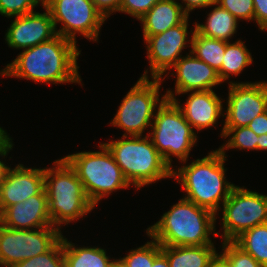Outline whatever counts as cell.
Returning a JSON list of instances; mask_svg holds the SVG:
<instances>
[{
	"instance_id": "6da1fadb",
	"label": "cell",
	"mask_w": 267,
	"mask_h": 267,
	"mask_svg": "<svg viewBox=\"0 0 267 267\" xmlns=\"http://www.w3.org/2000/svg\"><path fill=\"white\" fill-rule=\"evenodd\" d=\"M77 43L56 35L51 40L22 50L0 70L1 77H15L46 84H82Z\"/></svg>"
},
{
	"instance_id": "7a4b0ae2",
	"label": "cell",
	"mask_w": 267,
	"mask_h": 267,
	"mask_svg": "<svg viewBox=\"0 0 267 267\" xmlns=\"http://www.w3.org/2000/svg\"><path fill=\"white\" fill-rule=\"evenodd\" d=\"M226 157L215 149L201 159L192 160L190 163L182 162V166L178 168L175 166L172 178L181 184V190L186 192L183 198L217 215L236 186L226 178L227 168L224 164L228 155Z\"/></svg>"
},
{
	"instance_id": "3957f363",
	"label": "cell",
	"mask_w": 267,
	"mask_h": 267,
	"mask_svg": "<svg viewBox=\"0 0 267 267\" xmlns=\"http://www.w3.org/2000/svg\"><path fill=\"white\" fill-rule=\"evenodd\" d=\"M216 220L213 212L182 197L146 233L161 246L214 245L211 236L221 235Z\"/></svg>"
},
{
	"instance_id": "277c9868",
	"label": "cell",
	"mask_w": 267,
	"mask_h": 267,
	"mask_svg": "<svg viewBox=\"0 0 267 267\" xmlns=\"http://www.w3.org/2000/svg\"><path fill=\"white\" fill-rule=\"evenodd\" d=\"M44 188L52 225L62 229L88 216L95 206L88 199L75 170L62 157L44 167Z\"/></svg>"
},
{
	"instance_id": "5b68a950",
	"label": "cell",
	"mask_w": 267,
	"mask_h": 267,
	"mask_svg": "<svg viewBox=\"0 0 267 267\" xmlns=\"http://www.w3.org/2000/svg\"><path fill=\"white\" fill-rule=\"evenodd\" d=\"M136 191L162 179L172 178V170L164 162L148 134L123 136L103 143Z\"/></svg>"
},
{
	"instance_id": "8992f818",
	"label": "cell",
	"mask_w": 267,
	"mask_h": 267,
	"mask_svg": "<svg viewBox=\"0 0 267 267\" xmlns=\"http://www.w3.org/2000/svg\"><path fill=\"white\" fill-rule=\"evenodd\" d=\"M98 147L99 151H81L63 156L75 170L95 207L102 198L131 186L103 142H99Z\"/></svg>"
},
{
	"instance_id": "52a82bcc",
	"label": "cell",
	"mask_w": 267,
	"mask_h": 267,
	"mask_svg": "<svg viewBox=\"0 0 267 267\" xmlns=\"http://www.w3.org/2000/svg\"><path fill=\"white\" fill-rule=\"evenodd\" d=\"M148 136L171 170L173 157L179 163L188 161L199 138L176 103L167 98L158 107Z\"/></svg>"
},
{
	"instance_id": "ba28073f",
	"label": "cell",
	"mask_w": 267,
	"mask_h": 267,
	"mask_svg": "<svg viewBox=\"0 0 267 267\" xmlns=\"http://www.w3.org/2000/svg\"><path fill=\"white\" fill-rule=\"evenodd\" d=\"M150 79L140 77L137 80L110 121L111 126L125 132L123 136H144L145 130L151 128L158 107L167 98L166 94H160L162 79Z\"/></svg>"
},
{
	"instance_id": "9c48e42d",
	"label": "cell",
	"mask_w": 267,
	"mask_h": 267,
	"mask_svg": "<svg viewBox=\"0 0 267 267\" xmlns=\"http://www.w3.org/2000/svg\"><path fill=\"white\" fill-rule=\"evenodd\" d=\"M222 212V242L234 241L244 231L267 223V194L235 186L223 203L216 219Z\"/></svg>"
},
{
	"instance_id": "30bf717a",
	"label": "cell",
	"mask_w": 267,
	"mask_h": 267,
	"mask_svg": "<svg viewBox=\"0 0 267 267\" xmlns=\"http://www.w3.org/2000/svg\"><path fill=\"white\" fill-rule=\"evenodd\" d=\"M44 6L50 11L58 35L77 43L79 34L98 43L106 19L92 0H44ZM58 23L61 24L59 29Z\"/></svg>"
},
{
	"instance_id": "8fae6325",
	"label": "cell",
	"mask_w": 267,
	"mask_h": 267,
	"mask_svg": "<svg viewBox=\"0 0 267 267\" xmlns=\"http://www.w3.org/2000/svg\"><path fill=\"white\" fill-rule=\"evenodd\" d=\"M57 227L12 229L0 224V267H13L23 260L44 254L61 238Z\"/></svg>"
},
{
	"instance_id": "7c38bea8",
	"label": "cell",
	"mask_w": 267,
	"mask_h": 267,
	"mask_svg": "<svg viewBox=\"0 0 267 267\" xmlns=\"http://www.w3.org/2000/svg\"><path fill=\"white\" fill-rule=\"evenodd\" d=\"M188 22L189 16L182 23L165 32L143 37L149 69H145L141 77L162 79L167 71L169 72L173 65L184 56L182 53L185 48L191 47V38L195 31L193 28L192 30L188 28L190 26Z\"/></svg>"
},
{
	"instance_id": "4fadbf2b",
	"label": "cell",
	"mask_w": 267,
	"mask_h": 267,
	"mask_svg": "<svg viewBox=\"0 0 267 267\" xmlns=\"http://www.w3.org/2000/svg\"><path fill=\"white\" fill-rule=\"evenodd\" d=\"M223 127H245L267 111V81L228 82Z\"/></svg>"
},
{
	"instance_id": "5bb4252c",
	"label": "cell",
	"mask_w": 267,
	"mask_h": 267,
	"mask_svg": "<svg viewBox=\"0 0 267 267\" xmlns=\"http://www.w3.org/2000/svg\"><path fill=\"white\" fill-rule=\"evenodd\" d=\"M186 55V56H185ZM182 56L162 78V81L169 75L175 77L174 91L170 88L165 91L167 99L176 98L182 93L191 91L213 90L222 84L217 70L210 67L204 61L196 58L191 52Z\"/></svg>"
},
{
	"instance_id": "9a60e30c",
	"label": "cell",
	"mask_w": 267,
	"mask_h": 267,
	"mask_svg": "<svg viewBox=\"0 0 267 267\" xmlns=\"http://www.w3.org/2000/svg\"><path fill=\"white\" fill-rule=\"evenodd\" d=\"M37 11L14 17L5 33V42L12 49H29L57 35L50 11Z\"/></svg>"
},
{
	"instance_id": "2e32d148",
	"label": "cell",
	"mask_w": 267,
	"mask_h": 267,
	"mask_svg": "<svg viewBox=\"0 0 267 267\" xmlns=\"http://www.w3.org/2000/svg\"><path fill=\"white\" fill-rule=\"evenodd\" d=\"M183 94H188L183 104L180 103L182 100L179 98L171 100L176 103L197 134L201 130L216 127L218 119L224 118L225 99L219 97L214 90L191 91Z\"/></svg>"
},
{
	"instance_id": "e0dca14e",
	"label": "cell",
	"mask_w": 267,
	"mask_h": 267,
	"mask_svg": "<svg viewBox=\"0 0 267 267\" xmlns=\"http://www.w3.org/2000/svg\"><path fill=\"white\" fill-rule=\"evenodd\" d=\"M14 166L9 168L0 186V213L44 189V168L26 167L22 163Z\"/></svg>"
},
{
	"instance_id": "ac0fdd59",
	"label": "cell",
	"mask_w": 267,
	"mask_h": 267,
	"mask_svg": "<svg viewBox=\"0 0 267 267\" xmlns=\"http://www.w3.org/2000/svg\"><path fill=\"white\" fill-rule=\"evenodd\" d=\"M0 224L12 229H37L55 227L48 213L45 188L24 202L5 208L0 213Z\"/></svg>"
},
{
	"instance_id": "d6986e66",
	"label": "cell",
	"mask_w": 267,
	"mask_h": 267,
	"mask_svg": "<svg viewBox=\"0 0 267 267\" xmlns=\"http://www.w3.org/2000/svg\"><path fill=\"white\" fill-rule=\"evenodd\" d=\"M178 0H159L141 19L143 37H150L182 23L188 15Z\"/></svg>"
},
{
	"instance_id": "ffe728a7",
	"label": "cell",
	"mask_w": 267,
	"mask_h": 267,
	"mask_svg": "<svg viewBox=\"0 0 267 267\" xmlns=\"http://www.w3.org/2000/svg\"><path fill=\"white\" fill-rule=\"evenodd\" d=\"M209 8L212 10L207 13L205 23L200 24L197 21L192 27L203 36L230 42V39L237 33L239 21L216 2L212 3Z\"/></svg>"
},
{
	"instance_id": "44dd1931",
	"label": "cell",
	"mask_w": 267,
	"mask_h": 267,
	"mask_svg": "<svg viewBox=\"0 0 267 267\" xmlns=\"http://www.w3.org/2000/svg\"><path fill=\"white\" fill-rule=\"evenodd\" d=\"M63 255L65 267H111L113 257L108 256L106 249L99 246L78 247L63 235Z\"/></svg>"
},
{
	"instance_id": "7402d4cb",
	"label": "cell",
	"mask_w": 267,
	"mask_h": 267,
	"mask_svg": "<svg viewBox=\"0 0 267 267\" xmlns=\"http://www.w3.org/2000/svg\"><path fill=\"white\" fill-rule=\"evenodd\" d=\"M170 267H209L211 259L218 252L215 245L161 246Z\"/></svg>"
},
{
	"instance_id": "603a6c76",
	"label": "cell",
	"mask_w": 267,
	"mask_h": 267,
	"mask_svg": "<svg viewBox=\"0 0 267 267\" xmlns=\"http://www.w3.org/2000/svg\"><path fill=\"white\" fill-rule=\"evenodd\" d=\"M251 52L240 38L235 42L225 41V52L221 68L217 71L222 83L230 81L231 76H240L245 68L253 64Z\"/></svg>"
},
{
	"instance_id": "cb8c5ba5",
	"label": "cell",
	"mask_w": 267,
	"mask_h": 267,
	"mask_svg": "<svg viewBox=\"0 0 267 267\" xmlns=\"http://www.w3.org/2000/svg\"><path fill=\"white\" fill-rule=\"evenodd\" d=\"M190 52L215 70H219L225 52V41L203 36L196 31L191 38Z\"/></svg>"
},
{
	"instance_id": "d4e9b609",
	"label": "cell",
	"mask_w": 267,
	"mask_h": 267,
	"mask_svg": "<svg viewBox=\"0 0 267 267\" xmlns=\"http://www.w3.org/2000/svg\"><path fill=\"white\" fill-rule=\"evenodd\" d=\"M234 242L261 266L267 267V223L244 231Z\"/></svg>"
},
{
	"instance_id": "484cf974",
	"label": "cell",
	"mask_w": 267,
	"mask_h": 267,
	"mask_svg": "<svg viewBox=\"0 0 267 267\" xmlns=\"http://www.w3.org/2000/svg\"><path fill=\"white\" fill-rule=\"evenodd\" d=\"M220 137L228 138L218 150L226 157V151L229 149L255 150L257 151V142L259 135L255 134L248 126L245 127H222Z\"/></svg>"
},
{
	"instance_id": "4316f807",
	"label": "cell",
	"mask_w": 267,
	"mask_h": 267,
	"mask_svg": "<svg viewBox=\"0 0 267 267\" xmlns=\"http://www.w3.org/2000/svg\"><path fill=\"white\" fill-rule=\"evenodd\" d=\"M146 235L150 241L147 240L144 245L131 249L124 257H120L127 267H152L154 259L161 253V245L147 233Z\"/></svg>"
},
{
	"instance_id": "83f0119b",
	"label": "cell",
	"mask_w": 267,
	"mask_h": 267,
	"mask_svg": "<svg viewBox=\"0 0 267 267\" xmlns=\"http://www.w3.org/2000/svg\"><path fill=\"white\" fill-rule=\"evenodd\" d=\"M13 267H65L62 238L47 252L23 260Z\"/></svg>"
},
{
	"instance_id": "f1b7e54d",
	"label": "cell",
	"mask_w": 267,
	"mask_h": 267,
	"mask_svg": "<svg viewBox=\"0 0 267 267\" xmlns=\"http://www.w3.org/2000/svg\"><path fill=\"white\" fill-rule=\"evenodd\" d=\"M221 248L220 253L228 260L231 267H263L234 241L222 242Z\"/></svg>"
},
{
	"instance_id": "f546056e",
	"label": "cell",
	"mask_w": 267,
	"mask_h": 267,
	"mask_svg": "<svg viewBox=\"0 0 267 267\" xmlns=\"http://www.w3.org/2000/svg\"><path fill=\"white\" fill-rule=\"evenodd\" d=\"M41 4L44 6V0H0V15L13 18L34 12V9Z\"/></svg>"
},
{
	"instance_id": "4dcf8cb0",
	"label": "cell",
	"mask_w": 267,
	"mask_h": 267,
	"mask_svg": "<svg viewBox=\"0 0 267 267\" xmlns=\"http://www.w3.org/2000/svg\"><path fill=\"white\" fill-rule=\"evenodd\" d=\"M225 10H228L239 22L254 21L253 0H216Z\"/></svg>"
},
{
	"instance_id": "1f68e13d",
	"label": "cell",
	"mask_w": 267,
	"mask_h": 267,
	"mask_svg": "<svg viewBox=\"0 0 267 267\" xmlns=\"http://www.w3.org/2000/svg\"><path fill=\"white\" fill-rule=\"evenodd\" d=\"M159 0H122L119 12L141 19Z\"/></svg>"
},
{
	"instance_id": "d6a6232c",
	"label": "cell",
	"mask_w": 267,
	"mask_h": 267,
	"mask_svg": "<svg viewBox=\"0 0 267 267\" xmlns=\"http://www.w3.org/2000/svg\"><path fill=\"white\" fill-rule=\"evenodd\" d=\"M13 138L11 136H7L4 139L0 140V158H2V160L0 159V186L3 184L6 174L9 170V168L11 166L5 164L6 160L5 158H7V155L9 154V152L12 151V149L14 148V143H13ZM3 158L5 160V162L3 161Z\"/></svg>"
},
{
	"instance_id": "836d02e7",
	"label": "cell",
	"mask_w": 267,
	"mask_h": 267,
	"mask_svg": "<svg viewBox=\"0 0 267 267\" xmlns=\"http://www.w3.org/2000/svg\"><path fill=\"white\" fill-rule=\"evenodd\" d=\"M254 22L259 30L267 31V0H253Z\"/></svg>"
},
{
	"instance_id": "e575fe53",
	"label": "cell",
	"mask_w": 267,
	"mask_h": 267,
	"mask_svg": "<svg viewBox=\"0 0 267 267\" xmlns=\"http://www.w3.org/2000/svg\"><path fill=\"white\" fill-rule=\"evenodd\" d=\"M97 10L107 20L112 14L119 12L122 0H92Z\"/></svg>"
},
{
	"instance_id": "d590c367",
	"label": "cell",
	"mask_w": 267,
	"mask_h": 267,
	"mask_svg": "<svg viewBox=\"0 0 267 267\" xmlns=\"http://www.w3.org/2000/svg\"><path fill=\"white\" fill-rule=\"evenodd\" d=\"M179 1V0H178ZM182 1L181 7L185 11V13L190 16V12L194 11L195 9H204L208 8L212 3L216 2V0H180Z\"/></svg>"
},
{
	"instance_id": "8d00e7d4",
	"label": "cell",
	"mask_w": 267,
	"mask_h": 267,
	"mask_svg": "<svg viewBox=\"0 0 267 267\" xmlns=\"http://www.w3.org/2000/svg\"><path fill=\"white\" fill-rule=\"evenodd\" d=\"M255 134H267V111L256 116L247 125Z\"/></svg>"
},
{
	"instance_id": "74e56055",
	"label": "cell",
	"mask_w": 267,
	"mask_h": 267,
	"mask_svg": "<svg viewBox=\"0 0 267 267\" xmlns=\"http://www.w3.org/2000/svg\"><path fill=\"white\" fill-rule=\"evenodd\" d=\"M209 267H231V265L220 252H217L211 259Z\"/></svg>"
},
{
	"instance_id": "f35d334b",
	"label": "cell",
	"mask_w": 267,
	"mask_h": 267,
	"mask_svg": "<svg viewBox=\"0 0 267 267\" xmlns=\"http://www.w3.org/2000/svg\"><path fill=\"white\" fill-rule=\"evenodd\" d=\"M152 267H170L167 257L161 252L153 261Z\"/></svg>"
},
{
	"instance_id": "ab89813d",
	"label": "cell",
	"mask_w": 267,
	"mask_h": 267,
	"mask_svg": "<svg viewBox=\"0 0 267 267\" xmlns=\"http://www.w3.org/2000/svg\"><path fill=\"white\" fill-rule=\"evenodd\" d=\"M267 151V134L259 135V142H257V151Z\"/></svg>"
},
{
	"instance_id": "60d3db41",
	"label": "cell",
	"mask_w": 267,
	"mask_h": 267,
	"mask_svg": "<svg viewBox=\"0 0 267 267\" xmlns=\"http://www.w3.org/2000/svg\"><path fill=\"white\" fill-rule=\"evenodd\" d=\"M111 267H127V265L120 258H115Z\"/></svg>"
},
{
	"instance_id": "b9f144b4",
	"label": "cell",
	"mask_w": 267,
	"mask_h": 267,
	"mask_svg": "<svg viewBox=\"0 0 267 267\" xmlns=\"http://www.w3.org/2000/svg\"><path fill=\"white\" fill-rule=\"evenodd\" d=\"M8 135H10V134H8V132H6V130L0 126V140L4 139Z\"/></svg>"
}]
</instances>
